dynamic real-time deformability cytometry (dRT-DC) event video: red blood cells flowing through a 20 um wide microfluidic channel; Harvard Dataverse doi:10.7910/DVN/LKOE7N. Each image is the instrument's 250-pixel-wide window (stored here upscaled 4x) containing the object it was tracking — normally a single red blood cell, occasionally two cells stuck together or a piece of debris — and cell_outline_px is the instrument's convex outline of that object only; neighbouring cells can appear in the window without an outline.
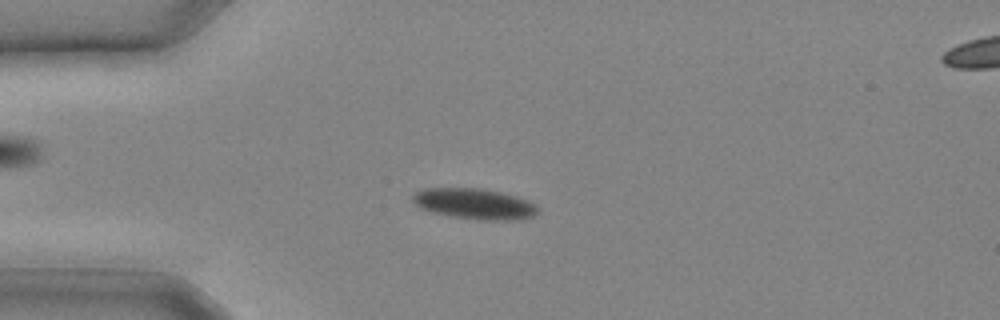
{"species": "common noctule bat (a hibernating species)", "species_latin": "Nyctalus noctula", "temperature_condition": "cold", "stored_images_in_passage": 9, "camera_frame_rate_fps": 3000, "um_per_image_px": 0.085, "animal": {"sex": "male", "body_mass_g": 20.4}, "frame": {"image": 1, "passage_image": 6, "time_ms": 1.667, "image_size_px": [1000, 320], "cell_outline_px": [[540, 208], [532, 216], [520, 220], [484, 220], [452, 216], [432, 212], [420, 208], [412, 200], [412, 196], [416, 192], [424, 188], [480, 188], [500, 192], [516, 196], [528, 200], [536, 204]], "centroid_in_image_um": [40.35, 17.32], "position_along_channel_um": 44.7, "area_um2": 22.37}}
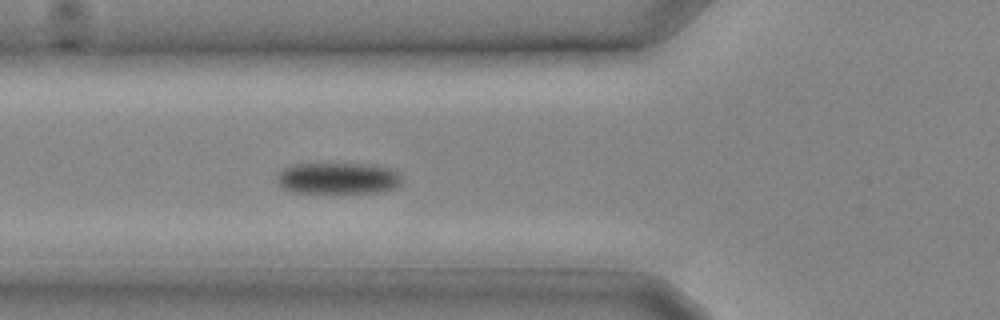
{"frame": {"image": 2, "passage_image": 9, "time_ms": 2.667, "image_size_px": [1000, 320], "cell_outline_px": [[400, 184], [396, 188], [380, 192], [332, 196], [292, 192], [284, 188], [276, 180], [276, 176], [284, 168], [292, 164], [368, 164], [392, 168], [400, 172]], "centroid_in_image_um": [28.74, 15.21], "position_along_channel_um": 97.1, "area_um2": 24.1}}